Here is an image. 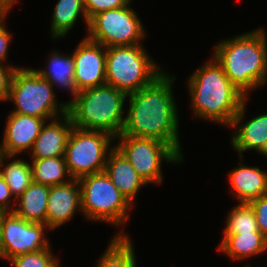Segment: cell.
Listing matches in <instances>:
<instances>
[{"mask_svg": "<svg viewBox=\"0 0 267 267\" xmlns=\"http://www.w3.org/2000/svg\"><path fill=\"white\" fill-rule=\"evenodd\" d=\"M175 79L169 72H164L150 85L127 94L129 108L120 135L160 140L171 145L183 157L178 130L179 114L173 96Z\"/></svg>", "mask_w": 267, "mask_h": 267, "instance_id": "1", "label": "cell"}, {"mask_svg": "<svg viewBox=\"0 0 267 267\" xmlns=\"http://www.w3.org/2000/svg\"><path fill=\"white\" fill-rule=\"evenodd\" d=\"M212 56L247 98L267 82V32L263 27L217 42Z\"/></svg>", "mask_w": 267, "mask_h": 267, "instance_id": "2", "label": "cell"}, {"mask_svg": "<svg viewBox=\"0 0 267 267\" xmlns=\"http://www.w3.org/2000/svg\"><path fill=\"white\" fill-rule=\"evenodd\" d=\"M207 61L187 79L193 115L230 128L247 97L232 84L213 57Z\"/></svg>", "mask_w": 267, "mask_h": 267, "instance_id": "3", "label": "cell"}, {"mask_svg": "<svg viewBox=\"0 0 267 267\" xmlns=\"http://www.w3.org/2000/svg\"><path fill=\"white\" fill-rule=\"evenodd\" d=\"M126 99L125 92L107 84L84 89L68 105V114L76 128L104 131L117 137L125 123Z\"/></svg>", "mask_w": 267, "mask_h": 267, "instance_id": "4", "label": "cell"}, {"mask_svg": "<svg viewBox=\"0 0 267 267\" xmlns=\"http://www.w3.org/2000/svg\"><path fill=\"white\" fill-rule=\"evenodd\" d=\"M142 44L106 48V84L126 94L153 83L165 70Z\"/></svg>", "mask_w": 267, "mask_h": 267, "instance_id": "5", "label": "cell"}, {"mask_svg": "<svg viewBox=\"0 0 267 267\" xmlns=\"http://www.w3.org/2000/svg\"><path fill=\"white\" fill-rule=\"evenodd\" d=\"M54 86L32 68H18L13 75L7 101L14 103L11 112L35 116L47 122L68 113V105L58 102Z\"/></svg>", "mask_w": 267, "mask_h": 267, "instance_id": "6", "label": "cell"}, {"mask_svg": "<svg viewBox=\"0 0 267 267\" xmlns=\"http://www.w3.org/2000/svg\"><path fill=\"white\" fill-rule=\"evenodd\" d=\"M81 213L87 220L124 226L129 209L134 206L123 196L105 172L86 175L79 179Z\"/></svg>", "mask_w": 267, "mask_h": 267, "instance_id": "7", "label": "cell"}, {"mask_svg": "<svg viewBox=\"0 0 267 267\" xmlns=\"http://www.w3.org/2000/svg\"><path fill=\"white\" fill-rule=\"evenodd\" d=\"M115 140L99 130H84L73 126L64 152L67 170L72 179L105 171L109 152Z\"/></svg>", "mask_w": 267, "mask_h": 267, "instance_id": "8", "label": "cell"}, {"mask_svg": "<svg viewBox=\"0 0 267 267\" xmlns=\"http://www.w3.org/2000/svg\"><path fill=\"white\" fill-rule=\"evenodd\" d=\"M115 147L147 184H162V162L180 164L184 159L171 145L153 138L115 137Z\"/></svg>", "mask_w": 267, "mask_h": 267, "instance_id": "9", "label": "cell"}, {"mask_svg": "<svg viewBox=\"0 0 267 267\" xmlns=\"http://www.w3.org/2000/svg\"><path fill=\"white\" fill-rule=\"evenodd\" d=\"M130 5L94 15L89 20L86 37L105 48L143 44L147 31Z\"/></svg>", "mask_w": 267, "mask_h": 267, "instance_id": "10", "label": "cell"}, {"mask_svg": "<svg viewBox=\"0 0 267 267\" xmlns=\"http://www.w3.org/2000/svg\"><path fill=\"white\" fill-rule=\"evenodd\" d=\"M51 229L41 223L28 222L14 212H4L0 225V258L15 256L49 248L46 231Z\"/></svg>", "mask_w": 267, "mask_h": 267, "instance_id": "11", "label": "cell"}, {"mask_svg": "<svg viewBox=\"0 0 267 267\" xmlns=\"http://www.w3.org/2000/svg\"><path fill=\"white\" fill-rule=\"evenodd\" d=\"M78 91L106 84V48L86 36L71 53Z\"/></svg>", "mask_w": 267, "mask_h": 267, "instance_id": "12", "label": "cell"}, {"mask_svg": "<svg viewBox=\"0 0 267 267\" xmlns=\"http://www.w3.org/2000/svg\"><path fill=\"white\" fill-rule=\"evenodd\" d=\"M6 119L0 154L16 157L25 151L30 152L46 120L13 112Z\"/></svg>", "mask_w": 267, "mask_h": 267, "instance_id": "13", "label": "cell"}, {"mask_svg": "<svg viewBox=\"0 0 267 267\" xmlns=\"http://www.w3.org/2000/svg\"><path fill=\"white\" fill-rule=\"evenodd\" d=\"M81 209V188L79 179L50 187L47 200L46 225L51 229L68 223Z\"/></svg>", "mask_w": 267, "mask_h": 267, "instance_id": "14", "label": "cell"}, {"mask_svg": "<svg viewBox=\"0 0 267 267\" xmlns=\"http://www.w3.org/2000/svg\"><path fill=\"white\" fill-rule=\"evenodd\" d=\"M247 99H245L230 126L235 130L230 144L234 151L238 152L239 157H242L246 151L254 150L259 152L267 141V113L257 114L256 117L243 123L247 112Z\"/></svg>", "mask_w": 267, "mask_h": 267, "instance_id": "15", "label": "cell"}, {"mask_svg": "<svg viewBox=\"0 0 267 267\" xmlns=\"http://www.w3.org/2000/svg\"><path fill=\"white\" fill-rule=\"evenodd\" d=\"M73 122L67 113L42 126L30 151V158L44 159L64 156Z\"/></svg>", "mask_w": 267, "mask_h": 267, "instance_id": "16", "label": "cell"}, {"mask_svg": "<svg viewBox=\"0 0 267 267\" xmlns=\"http://www.w3.org/2000/svg\"><path fill=\"white\" fill-rule=\"evenodd\" d=\"M105 172L132 205L135 203L139 189L148 185L116 147L108 154Z\"/></svg>", "mask_w": 267, "mask_h": 267, "instance_id": "17", "label": "cell"}, {"mask_svg": "<svg viewBox=\"0 0 267 267\" xmlns=\"http://www.w3.org/2000/svg\"><path fill=\"white\" fill-rule=\"evenodd\" d=\"M239 158L240 165L234 167L229 173V185L238 203H249L251 200L263 196L267 182V171L256 166H247L242 162L243 156Z\"/></svg>", "mask_w": 267, "mask_h": 267, "instance_id": "18", "label": "cell"}, {"mask_svg": "<svg viewBox=\"0 0 267 267\" xmlns=\"http://www.w3.org/2000/svg\"><path fill=\"white\" fill-rule=\"evenodd\" d=\"M49 55L48 64L46 68L34 69L41 77L49 81L54 87L68 90L72 95L70 101L65 103L69 105L78 95V90L74 83V61L72 55L69 53L63 54L59 50H52Z\"/></svg>", "mask_w": 267, "mask_h": 267, "instance_id": "19", "label": "cell"}, {"mask_svg": "<svg viewBox=\"0 0 267 267\" xmlns=\"http://www.w3.org/2000/svg\"><path fill=\"white\" fill-rule=\"evenodd\" d=\"M218 251L240 261L267 252V239L261 232L228 234L218 245Z\"/></svg>", "mask_w": 267, "mask_h": 267, "instance_id": "20", "label": "cell"}, {"mask_svg": "<svg viewBox=\"0 0 267 267\" xmlns=\"http://www.w3.org/2000/svg\"><path fill=\"white\" fill-rule=\"evenodd\" d=\"M49 191L50 186L32 182L16 199L13 212L28 222L46 225Z\"/></svg>", "mask_w": 267, "mask_h": 267, "instance_id": "21", "label": "cell"}, {"mask_svg": "<svg viewBox=\"0 0 267 267\" xmlns=\"http://www.w3.org/2000/svg\"><path fill=\"white\" fill-rule=\"evenodd\" d=\"M53 9L50 28L54 40L65 37L81 16L88 30L84 0H58Z\"/></svg>", "mask_w": 267, "mask_h": 267, "instance_id": "22", "label": "cell"}, {"mask_svg": "<svg viewBox=\"0 0 267 267\" xmlns=\"http://www.w3.org/2000/svg\"><path fill=\"white\" fill-rule=\"evenodd\" d=\"M107 250L96 261V267H136L134 244L124 230L116 233Z\"/></svg>", "mask_w": 267, "mask_h": 267, "instance_id": "23", "label": "cell"}, {"mask_svg": "<svg viewBox=\"0 0 267 267\" xmlns=\"http://www.w3.org/2000/svg\"><path fill=\"white\" fill-rule=\"evenodd\" d=\"M14 156L0 154V174L5 178L10 188L11 194L14 196V202L23 194V192L33 182L31 164L24 159H13ZM7 159V164L4 161ZM4 160V161H3ZM6 164V165H5Z\"/></svg>", "mask_w": 267, "mask_h": 267, "instance_id": "24", "label": "cell"}, {"mask_svg": "<svg viewBox=\"0 0 267 267\" xmlns=\"http://www.w3.org/2000/svg\"><path fill=\"white\" fill-rule=\"evenodd\" d=\"M30 164L32 168L33 182L37 184L51 187L66 183L72 179L68 173L64 156L32 159Z\"/></svg>", "mask_w": 267, "mask_h": 267, "instance_id": "25", "label": "cell"}, {"mask_svg": "<svg viewBox=\"0 0 267 267\" xmlns=\"http://www.w3.org/2000/svg\"><path fill=\"white\" fill-rule=\"evenodd\" d=\"M247 232L260 231L251 205L249 203L239 202L237 206L233 207L230 212H228L222 239L228 234H241Z\"/></svg>", "mask_w": 267, "mask_h": 267, "instance_id": "26", "label": "cell"}, {"mask_svg": "<svg viewBox=\"0 0 267 267\" xmlns=\"http://www.w3.org/2000/svg\"><path fill=\"white\" fill-rule=\"evenodd\" d=\"M52 248H45L40 251L21 254L9 259L13 267H61L58 257L51 251Z\"/></svg>", "mask_w": 267, "mask_h": 267, "instance_id": "27", "label": "cell"}, {"mask_svg": "<svg viewBox=\"0 0 267 267\" xmlns=\"http://www.w3.org/2000/svg\"><path fill=\"white\" fill-rule=\"evenodd\" d=\"M87 18L90 20L99 12L118 9L132 3V0H84Z\"/></svg>", "mask_w": 267, "mask_h": 267, "instance_id": "28", "label": "cell"}, {"mask_svg": "<svg viewBox=\"0 0 267 267\" xmlns=\"http://www.w3.org/2000/svg\"><path fill=\"white\" fill-rule=\"evenodd\" d=\"M254 210L259 231L267 239V198L261 196L249 202Z\"/></svg>", "mask_w": 267, "mask_h": 267, "instance_id": "29", "label": "cell"}, {"mask_svg": "<svg viewBox=\"0 0 267 267\" xmlns=\"http://www.w3.org/2000/svg\"><path fill=\"white\" fill-rule=\"evenodd\" d=\"M21 66L0 64V101H7L14 72Z\"/></svg>", "mask_w": 267, "mask_h": 267, "instance_id": "30", "label": "cell"}, {"mask_svg": "<svg viewBox=\"0 0 267 267\" xmlns=\"http://www.w3.org/2000/svg\"><path fill=\"white\" fill-rule=\"evenodd\" d=\"M10 188L7 185L5 178L0 174V209L4 212H13L15 208V202L11 205L13 200ZM14 208H13V207Z\"/></svg>", "mask_w": 267, "mask_h": 267, "instance_id": "31", "label": "cell"}, {"mask_svg": "<svg viewBox=\"0 0 267 267\" xmlns=\"http://www.w3.org/2000/svg\"><path fill=\"white\" fill-rule=\"evenodd\" d=\"M13 37L11 36L10 31H7L5 25L0 26V64H3L4 61L8 58V47L10 41Z\"/></svg>", "mask_w": 267, "mask_h": 267, "instance_id": "32", "label": "cell"}, {"mask_svg": "<svg viewBox=\"0 0 267 267\" xmlns=\"http://www.w3.org/2000/svg\"><path fill=\"white\" fill-rule=\"evenodd\" d=\"M14 5L10 1H0V26L4 24V20L9 15Z\"/></svg>", "mask_w": 267, "mask_h": 267, "instance_id": "33", "label": "cell"}, {"mask_svg": "<svg viewBox=\"0 0 267 267\" xmlns=\"http://www.w3.org/2000/svg\"><path fill=\"white\" fill-rule=\"evenodd\" d=\"M258 154L264 156L267 158V141L265 142L264 146L261 148V150L258 152Z\"/></svg>", "mask_w": 267, "mask_h": 267, "instance_id": "34", "label": "cell"}, {"mask_svg": "<svg viewBox=\"0 0 267 267\" xmlns=\"http://www.w3.org/2000/svg\"><path fill=\"white\" fill-rule=\"evenodd\" d=\"M263 197L267 198V182H266L265 190L263 193Z\"/></svg>", "mask_w": 267, "mask_h": 267, "instance_id": "35", "label": "cell"}, {"mask_svg": "<svg viewBox=\"0 0 267 267\" xmlns=\"http://www.w3.org/2000/svg\"><path fill=\"white\" fill-rule=\"evenodd\" d=\"M3 214H4V211L0 209V225H1V219H2Z\"/></svg>", "mask_w": 267, "mask_h": 267, "instance_id": "36", "label": "cell"}, {"mask_svg": "<svg viewBox=\"0 0 267 267\" xmlns=\"http://www.w3.org/2000/svg\"><path fill=\"white\" fill-rule=\"evenodd\" d=\"M13 5L18 2L17 0H9Z\"/></svg>", "mask_w": 267, "mask_h": 267, "instance_id": "37", "label": "cell"}]
</instances>
